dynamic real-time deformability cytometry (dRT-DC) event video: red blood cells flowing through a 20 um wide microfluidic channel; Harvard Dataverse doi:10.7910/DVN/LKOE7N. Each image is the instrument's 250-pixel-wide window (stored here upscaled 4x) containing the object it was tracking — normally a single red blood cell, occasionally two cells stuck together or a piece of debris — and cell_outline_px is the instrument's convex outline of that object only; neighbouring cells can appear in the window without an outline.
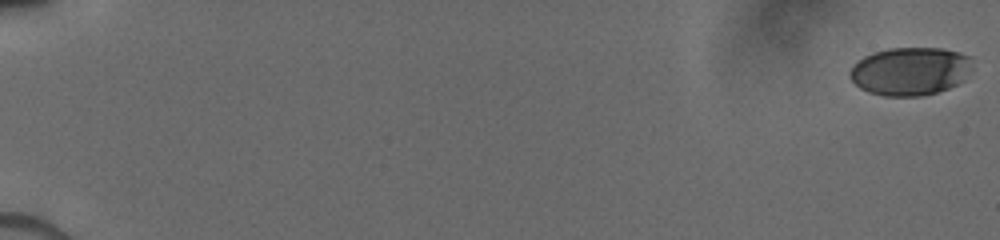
{"species": "human", "species_latin": "Homo sapiens", "temperature_condition": "cold", "stored_images_in_passage": 17, "camera_frame_rate_fps": 3000, "um_per_image_px": 0.085, "donor": {"sex": "male"}, "frame": {"image": 1, "passage_image": 1, "time_ms": 0.0, "image_size_px": [1000, 240], "cell_outline_px": [[972, 68], [964, 80], [948, 88], [936, 92], [920, 96], [884, 96], [868, 92], [860, 88], [848, 76], [848, 72], [864, 56], [872, 52], [888, 48], [940, 48], [960, 52], [972, 56]], "centroid_in_image_um": [77.39, 6.04], "position_along_channel_um": 7.6, "area_um2": 34.56}}